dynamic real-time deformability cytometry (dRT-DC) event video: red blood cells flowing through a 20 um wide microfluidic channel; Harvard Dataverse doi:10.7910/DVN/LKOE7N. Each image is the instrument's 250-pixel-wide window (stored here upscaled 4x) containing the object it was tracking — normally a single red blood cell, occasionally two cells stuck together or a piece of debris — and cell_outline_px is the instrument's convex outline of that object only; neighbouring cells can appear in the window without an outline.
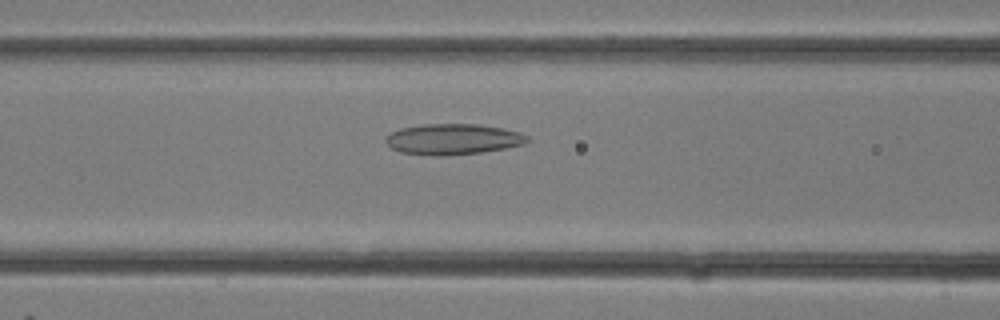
{"species": "common noctule bat (a hibernating species)", "species_latin": "Nyctalus noctula", "temperature_condition": "room temperature", "stored_images_in_passage": 16, "camera_frame_rate_fps": 3000, "um_per_image_px": 0.085, "animal": {"sex": "female"}, "frame": {"image": 1, "passage_image": 12, "time_ms": 3.667, "image_size_px": [1000, 320], "cell_outline_px": [[532, 140], [524, 144], [504, 148], [480, 152], [444, 156], [432, 156], [400, 152], [392, 148], [384, 140], [384, 136], [400, 128], [424, 124], [480, 124], [504, 128], [520, 132], [528, 136]], "centroid_in_image_um": [38.51, 11.83], "position_along_channel_um": 128.1, "area_um2": 25.61}}
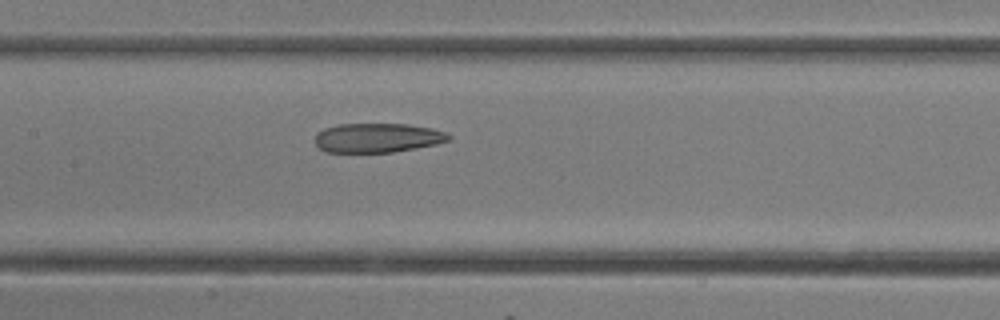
{"frame": {"image": 2, "passage_image": 14, "time_ms": 4.333, "image_size_px": [1000, 320], "cell_outline_px": [[452, 140], [436, 144], [416, 148], [392, 152], [324, 152], [316, 144], [316, 132], [324, 128], [340, 124], [408, 124], [432, 128], [448, 132], [452, 136]], "centroid_in_image_um": [32.13, 11.71], "position_along_channel_um": 175.3, "area_um2": 23.0}}
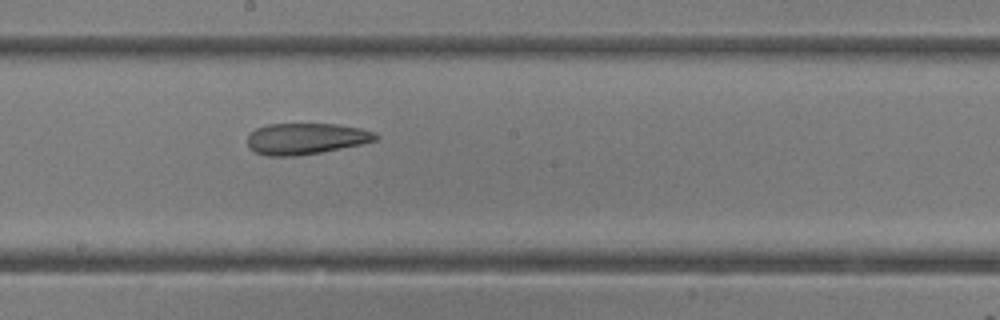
{"frame": {"image": 3, "passage_image": 16, "time_ms": 5.0, "image_size_px": [1000, 320], "cell_outline_px": [[380, 136], [376, 140], [360, 144], [320, 152], [296, 156], [268, 156], [256, 152], [248, 148], [248, 136], [256, 128], [268, 124], [336, 124], [360, 128], [376, 132]], "centroid_in_image_um": [26.0, 11.78], "position_along_channel_um": 222.2, "area_um2": 23.24}}